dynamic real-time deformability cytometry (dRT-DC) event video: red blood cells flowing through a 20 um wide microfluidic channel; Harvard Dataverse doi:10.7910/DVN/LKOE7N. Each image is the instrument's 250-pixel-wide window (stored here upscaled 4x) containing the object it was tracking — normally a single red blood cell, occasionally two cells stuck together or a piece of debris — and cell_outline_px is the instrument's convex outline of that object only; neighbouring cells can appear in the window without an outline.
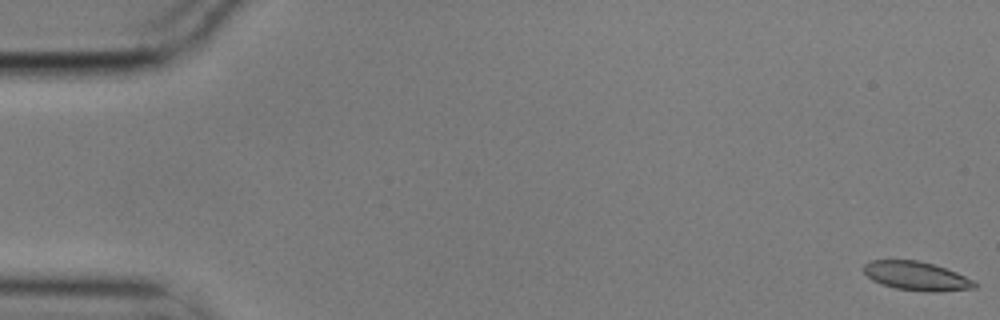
{"species": "common noctule bat (a hibernating species)", "species_latin": "Nyctalus noctula", "temperature_condition": "cold", "stored_images_in_passage": 10, "camera_frame_rate_fps": 3000, "um_per_image_px": 0.085, "animal": {"sex": "male", "body_mass_g": 17.9}, "frame": {"image": 1, "passage_image": 1, "time_ms": 0.0, "image_size_px": [1000, 320], "cell_outline_px": [[980, 284], [976, 288], [940, 292], [928, 292], [896, 288], [880, 284], [872, 280], [864, 272], [864, 264], [872, 260], [916, 260], [932, 264], [956, 272], [976, 280]], "centroid_in_image_um": [77.96, 23.48], "position_along_channel_um": 7.0, "area_um2": 18.79}}